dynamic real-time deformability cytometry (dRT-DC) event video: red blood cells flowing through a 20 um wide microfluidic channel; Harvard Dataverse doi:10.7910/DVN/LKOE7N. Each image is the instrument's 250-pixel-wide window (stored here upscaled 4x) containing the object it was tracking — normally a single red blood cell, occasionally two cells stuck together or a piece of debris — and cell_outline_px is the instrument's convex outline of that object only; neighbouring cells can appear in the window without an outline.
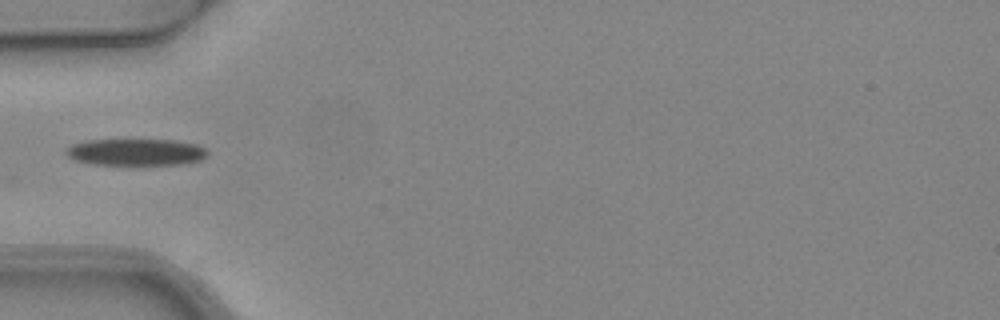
{"species": "common noctule bat (a hibernating species)", "species_latin": "Nyctalus noctula", "temperature_condition": "warm", "stored_images_in_passage": 6, "camera_frame_rate_fps": 3000, "um_per_image_px": 0.085, "animal": {"sex": "female", "body_mass_g": 24.6, "forearm_length_mm": 56.2}, "frame": {"image": 1, "passage_image": 5, "time_ms": 1.333, "image_size_px": [1000, 320], "cell_outline_px": [[208, 156], [200, 160], [184, 164], [92, 164], [76, 160], [68, 156], [64, 152], [72, 144], [88, 140], [176, 140], [196, 144], [204, 148], [208, 152]], "centroid_in_image_um": [11.58, 12.92], "position_along_channel_um": 73.4, "area_um2": 21.91}}
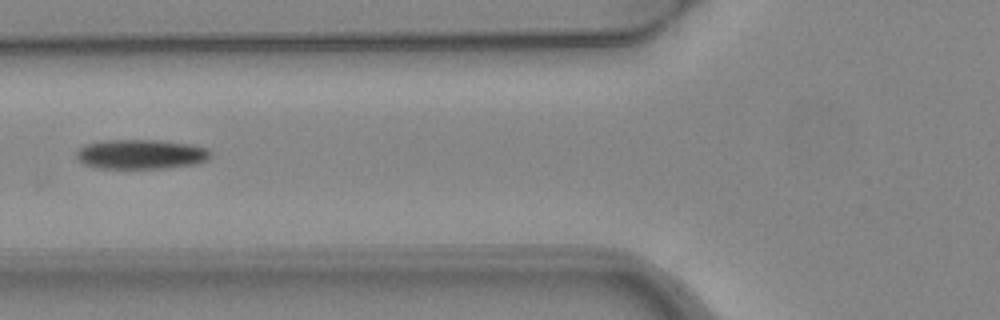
{"frame": {"image": 2, "passage_image": 6, "time_ms": 1.667, "image_size_px": [1000, 320], "cell_outline_px": [[212, 156], [208, 160], [196, 164], [164, 168], [96, 168], [84, 164], [76, 156], [76, 152], [84, 144], [100, 140], [160, 140], [192, 144], [208, 148], [212, 152]], "centroid_in_image_um": [12.01, 13.1], "position_along_channel_um": 113.8, "area_um2": 23.47}}